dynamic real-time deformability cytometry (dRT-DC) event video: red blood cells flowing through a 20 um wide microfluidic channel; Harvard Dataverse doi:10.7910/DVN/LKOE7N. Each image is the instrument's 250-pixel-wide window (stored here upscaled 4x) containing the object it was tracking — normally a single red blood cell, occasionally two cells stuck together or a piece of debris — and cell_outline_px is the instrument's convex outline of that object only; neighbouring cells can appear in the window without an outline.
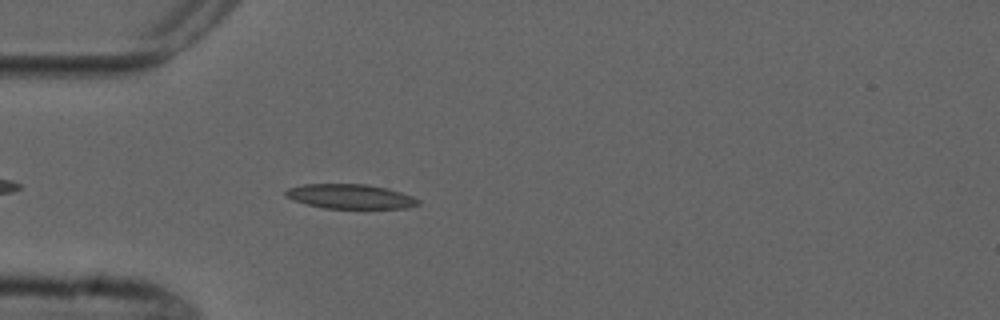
{"species": "common noctule bat (a hibernating species)", "species_latin": "Nyctalus noctula", "temperature_condition": "cold", "stored_images_in_passage": 2, "camera_frame_rate_fps": 3000, "um_per_image_px": 0.085, "animal": {"sex": "male", "forearm_length_mm": 52.5}, "frame": {"image": 1, "passage_image": 2, "time_ms": 2.0, "image_size_px": [1000, 320], "cell_outline_px": [[420, 204], [408, 208], [324, 208], [292, 200], [284, 196], [284, 192], [288, 188], [304, 184], [368, 184], [388, 188], [412, 196], [420, 200]], "centroid_in_image_um": [29.77, 16.69], "position_along_channel_um": 55.2, "area_um2": 19.02}}